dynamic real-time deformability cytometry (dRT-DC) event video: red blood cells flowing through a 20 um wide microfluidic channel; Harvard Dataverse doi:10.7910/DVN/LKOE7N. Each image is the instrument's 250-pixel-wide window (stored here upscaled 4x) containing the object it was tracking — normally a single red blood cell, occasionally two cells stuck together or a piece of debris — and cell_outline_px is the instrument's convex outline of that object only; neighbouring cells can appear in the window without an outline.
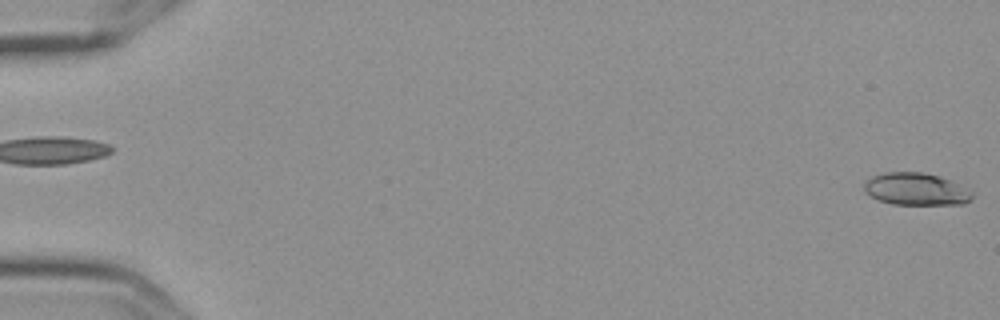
{"species": "Egyptian fruit bat (a non-hibernating species)", "species_latin": "Rousettus aegyptiacus", "temperature_condition": "cold", "stored_images_in_passage": 6, "segment_of_instrument_passage": [2, 2], "camera_frame_rate_fps": 3000, "um_per_image_px": 0.085, "frame": {"image": 1, "passage_image": 6, "time_ms": 1.667, "image_size_px": [1000, 320], "cell_outline_px": [[972, 200], [964, 204], [892, 204], [880, 200], [864, 192], [864, 184], [872, 176], [884, 172], [920, 172], [940, 176], [972, 192]], "centroid_in_image_um": [77.84, 16.08], "position_along_channel_um": 7.2, "area_um2": 20.06}}